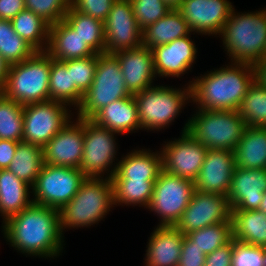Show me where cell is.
Instances as JSON below:
<instances>
[{
	"instance_id": "14",
	"label": "cell",
	"mask_w": 266,
	"mask_h": 266,
	"mask_svg": "<svg viewBox=\"0 0 266 266\" xmlns=\"http://www.w3.org/2000/svg\"><path fill=\"white\" fill-rule=\"evenodd\" d=\"M105 53L142 46V30L137 25L130 0H115L104 21Z\"/></svg>"
},
{
	"instance_id": "4",
	"label": "cell",
	"mask_w": 266,
	"mask_h": 266,
	"mask_svg": "<svg viewBox=\"0 0 266 266\" xmlns=\"http://www.w3.org/2000/svg\"><path fill=\"white\" fill-rule=\"evenodd\" d=\"M113 205L111 178H86L75 196L59 210L61 232L100 222Z\"/></svg>"
},
{
	"instance_id": "26",
	"label": "cell",
	"mask_w": 266,
	"mask_h": 266,
	"mask_svg": "<svg viewBox=\"0 0 266 266\" xmlns=\"http://www.w3.org/2000/svg\"><path fill=\"white\" fill-rule=\"evenodd\" d=\"M233 152L236 167L266 169V127L247 126Z\"/></svg>"
},
{
	"instance_id": "43",
	"label": "cell",
	"mask_w": 266,
	"mask_h": 266,
	"mask_svg": "<svg viewBox=\"0 0 266 266\" xmlns=\"http://www.w3.org/2000/svg\"><path fill=\"white\" fill-rule=\"evenodd\" d=\"M115 0H70V6L80 13L105 21Z\"/></svg>"
},
{
	"instance_id": "45",
	"label": "cell",
	"mask_w": 266,
	"mask_h": 266,
	"mask_svg": "<svg viewBox=\"0 0 266 266\" xmlns=\"http://www.w3.org/2000/svg\"><path fill=\"white\" fill-rule=\"evenodd\" d=\"M233 252V239L212 253L206 255L204 266H231Z\"/></svg>"
},
{
	"instance_id": "46",
	"label": "cell",
	"mask_w": 266,
	"mask_h": 266,
	"mask_svg": "<svg viewBox=\"0 0 266 266\" xmlns=\"http://www.w3.org/2000/svg\"><path fill=\"white\" fill-rule=\"evenodd\" d=\"M25 10V0H0V19L12 20Z\"/></svg>"
},
{
	"instance_id": "48",
	"label": "cell",
	"mask_w": 266,
	"mask_h": 266,
	"mask_svg": "<svg viewBox=\"0 0 266 266\" xmlns=\"http://www.w3.org/2000/svg\"><path fill=\"white\" fill-rule=\"evenodd\" d=\"M255 79L266 87V57L255 65Z\"/></svg>"
},
{
	"instance_id": "41",
	"label": "cell",
	"mask_w": 266,
	"mask_h": 266,
	"mask_svg": "<svg viewBox=\"0 0 266 266\" xmlns=\"http://www.w3.org/2000/svg\"><path fill=\"white\" fill-rule=\"evenodd\" d=\"M70 0H25V9L40 16L49 25L64 19Z\"/></svg>"
},
{
	"instance_id": "42",
	"label": "cell",
	"mask_w": 266,
	"mask_h": 266,
	"mask_svg": "<svg viewBox=\"0 0 266 266\" xmlns=\"http://www.w3.org/2000/svg\"><path fill=\"white\" fill-rule=\"evenodd\" d=\"M231 266H264L263 247L233 238Z\"/></svg>"
},
{
	"instance_id": "16",
	"label": "cell",
	"mask_w": 266,
	"mask_h": 266,
	"mask_svg": "<svg viewBox=\"0 0 266 266\" xmlns=\"http://www.w3.org/2000/svg\"><path fill=\"white\" fill-rule=\"evenodd\" d=\"M233 8L228 0H183L177 10L194 34L220 36Z\"/></svg>"
},
{
	"instance_id": "2",
	"label": "cell",
	"mask_w": 266,
	"mask_h": 266,
	"mask_svg": "<svg viewBox=\"0 0 266 266\" xmlns=\"http://www.w3.org/2000/svg\"><path fill=\"white\" fill-rule=\"evenodd\" d=\"M189 82L191 99L198 109L237 111L255 79V66L231 62ZM194 81V82H193Z\"/></svg>"
},
{
	"instance_id": "20",
	"label": "cell",
	"mask_w": 266,
	"mask_h": 266,
	"mask_svg": "<svg viewBox=\"0 0 266 266\" xmlns=\"http://www.w3.org/2000/svg\"><path fill=\"white\" fill-rule=\"evenodd\" d=\"M156 76L180 77L195 62L197 48L190 35L151 48Z\"/></svg>"
},
{
	"instance_id": "27",
	"label": "cell",
	"mask_w": 266,
	"mask_h": 266,
	"mask_svg": "<svg viewBox=\"0 0 266 266\" xmlns=\"http://www.w3.org/2000/svg\"><path fill=\"white\" fill-rule=\"evenodd\" d=\"M32 188L8 169L0 170V214L3 223L15 214L26 209L31 203Z\"/></svg>"
},
{
	"instance_id": "25",
	"label": "cell",
	"mask_w": 266,
	"mask_h": 266,
	"mask_svg": "<svg viewBox=\"0 0 266 266\" xmlns=\"http://www.w3.org/2000/svg\"><path fill=\"white\" fill-rule=\"evenodd\" d=\"M121 159L111 179H157L162 171L161 152L137 149Z\"/></svg>"
},
{
	"instance_id": "35",
	"label": "cell",
	"mask_w": 266,
	"mask_h": 266,
	"mask_svg": "<svg viewBox=\"0 0 266 266\" xmlns=\"http://www.w3.org/2000/svg\"><path fill=\"white\" fill-rule=\"evenodd\" d=\"M237 112L244 119L246 126L266 127V87L254 79Z\"/></svg>"
},
{
	"instance_id": "29",
	"label": "cell",
	"mask_w": 266,
	"mask_h": 266,
	"mask_svg": "<svg viewBox=\"0 0 266 266\" xmlns=\"http://www.w3.org/2000/svg\"><path fill=\"white\" fill-rule=\"evenodd\" d=\"M233 238L266 247V214L259 210H231Z\"/></svg>"
},
{
	"instance_id": "7",
	"label": "cell",
	"mask_w": 266,
	"mask_h": 266,
	"mask_svg": "<svg viewBox=\"0 0 266 266\" xmlns=\"http://www.w3.org/2000/svg\"><path fill=\"white\" fill-rule=\"evenodd\" d=\"M137 104L141 129L160 131L169 127L181 112L186 101L191 100V86L182 89L151 86L133 95ZM158 129V130H157Z\"/></svg>"
},
{
	"instance_id": "31",
	"label": "cell",
	"mask_w": 266,
	"mask_h": 266,
	"mask_svg": "<svg viewBox=\"0 0 266 266\" xmlns=\"http://www.w3.org/2000/svg\"><path fill=\"white\" fill-rule=\"evenodd\" d=\"M43 165L42 147L31 143L19 142L8 170L33 187Z\"/></svg>"
},
{
	"instance_id": "24",
	"label": "cell",
	"mask_w": 266,
	"mask_h": 266,
	"mask_svg": "<svg viewBox=\"0 0 266 266\" xmlns=\"http://www.w3.org/2000/svg\"><path fill=\"white\" fill-rule=\"evenodd\" d=\"M97 125L120 134L141 130L138 109L133 95L104 106L92 118Z\"/></svg>"
},
{
	"instance_id": "6",
	"label": "cell",
	"mask_w": 266,
	"mask_h": 266,
	"mask_svg": "<svg viewBox=\"0 0 266 266\" xmlns=\"http://www.w3.org/2000/svg\"><path fill=\"white\" fill-rule=\"evenodd\" d=\"M51 56L36 51L30 58L10 65L2 93L21 105L49 100Z\"/></svg>"
},
{
	"instance_id": "36",
	"label": "cell",
	"mask_w": 266,
	"mask_h": 266,
	"mask_svg": "<svg viewBox=\"0 0 266 266\" xmlns=\"http://www.w3.org/2000/svg\"><path fill=\"white\" fill-rule=\"evenodd\" d=\"M36 50L15 31L11 20L0 19V55L10 66L30 58Z\"/></svg>"
},
{
	"instance_id": "50",
	"label": "cell",
	"mask_w": 266,
	"mask_h": 266,
	"mask_svg": "<svg viewBox=\"0 0 266 266\" xmlns=\"http://www.w3.org/2000/svg\"><path fill=\"white\" fill-rule=\"evenodd\" d=\"M183 0H164V2L172 9H178Z\"/></svg>"
},
{
	"instance_id": "13",
	"label": "cell",
	"mask_w": 266,
	"mask_h": 266,
	"mask_svg": "<svg viewBox=\"0 0 266 266\" xmlns=\"http://www.w3.org/2000/svg\"><path fill=\"white\" fill-rule=\"evenodd\" d=\"M220 222H232L227 196L195 190L183 215L174 227L186 235Z\"/></svg>"
},
{
	"instance_id": "18",
	"label": "cell",
	"mask_w": 266,
	"mask_h": 266,
	"mask_svg": "<svg viewBox=\"0 0 266 266\" xmlns=\"http://www.w3.org/2000/svg\"><path fill=\"white\" fill-rule=\"evenodd\" d=\"M235 167L233 151L208 149L194 181L195 190L227 196Z\"/></svg>"
},
{
	"instance_id": "19",
	"label": "cell",
	"mask_w": 266,
	"mask_h": 266,
	"mask_svg": "<svg viewBox=\"0 0 266 266\" xmlns=\"http://www.w3.org/2000/svg\"><path fill=\"white\" fill-rule=\"evenodd\" d=\"M266 191V169L235 167L227 198L231 210H259Z\"/></svg>"
},
{
	"instance_id": "47",
	"label": "cell",
	"mask_w": 266,
	"mask_h": 266,
	"mask_svg": "<svg viewBox=\"0 0 266 266\" xmlns=\"http://www.w3.org/2000/svg\"><path fill=\"white\" fill-rule=\"evenodd\" d=\"M19 142L0 139V170L8 169Z\"/></svg>"
},
{
	"instance_id": "15",
	"label": "cell",
	"mask_w": 266,
	"mask_h": 266,
	"mask_svg": "<svg viewBox=\"0 0 266 266\" xmlns=\"http://www.w3.org/2000/svg\"><path fill=\"white\" fill-rule=\"evenodd\" d=\"M180 137L161 148L162 170L194 182L208 149L187 131L182 132Z\"/></svg>"
},
{
	"instance_id": "8",
	"label": "cell",
	"mask_w": 266,
	"mask_h": 266,
	"mask_svg": "<svg viewBox=\"0 0 266 266\" xmlns=\"http://www.w3.org/2000/svg\"><path fill=\"white\" fill-rule=\"evenodd\" d=\"M130 96L132 94L127 90L117 57L100 53L94 80L77 108V117L91 119L104 106Z\"/></svg>"
},
{
	"instance_id": "39",
	"label": "cell",
	"mask_w": 266,
	"mask_h": 266,
	"mask_svg": "<svg viewBox=\"0 0 266 266\" xmlns=\"http://www.w3.org/2000/svg\"><path fill=\"white\" fill-rule=\"evenodd\" d=\"M137 25L141 30L164 17L171 8L164 0H130Z\"/></svg>"
},
{
	"instance_id": "28",
	"label": "cell",
	"mask_w": 266,
	"mask_h": 266,
	"mask_svg": "<svg viewBox=\"0 0 266 266\" xmlns=\"http://www.w3.org/2000/svg\"><path fill=\"white\" fill-rule=\"evenodd\" d=\"M191 33L181 13L177 9H172L157 22L142 30V46L151 49L191 35Z\"/></svg>"
},
{
	"instance_id": "22",
	"label": "cell",
	"mask_w": 266,
	"mask_h": 266,
	"mask_svg": "<svg viewBox=\"0 0 266 266\" xmlns=\"http://www.w3.org/2000/svg\"><path fill=\"white\" fill-rule=\"evenodd\" d=\"M184 234L174 226H157L146 250V266H178Z\"/></svg>"
},
{
	"instance_id": "5",
	"label": "cell",
	"mask_w": 266,
	"mask_h": 266,
	"mask_svg": "<svg viewBox=\"0 0 266 266\" xmlns=\"http://www.w3.org/2000/svg\"><path fill=\"white\" fill-rule=\"evenodd\" d=\"M183 127L207 149L234 151L246 129L242 116L234 110H196Z\"/></svg>"
},
{
	"instance_id": "21",
	"label": "cell",
	"mask_w": 266,
	"mask_h": 266,
	"mask_svg": "<svg viewBox=\"0 0 266 266\" xmlns=\"http://www.w3.org/2000/svg\"><path fill=\"white\" fill-rule=\"evenodd\" d=\"M121 66L127 90L134 95L152 86L156 73L152 50L145 46L114 54Z\"/></svg>"
},
{
	"instance_id": "12",
	"label": "cell",
	"mask_w": 266,
	"mask_h": 266,
	"mask_svg": "<svg viewBox=\"0 0 266 266\" xmlns=\"http://www.w3.org/2000/svg\"><path fill=\"white\" fill-rule=\"evenodd\" d=\"M67 106L53 100L24 105L22 142L43 148L71 120Z\"/></svg>"
},
{
	"instance_id": "32",
	"label": "cell",
	"mask_w": 266,
	"mask_h": 266,
	"mask_svg": "<svg viewBox=\"0 0 266 266\" xmlns=\"http://www.w3.org/2000/svg\"><path fill=\"white\" fill-rule=\"evenodd\" d=\"M95 53H105L104 22L78 12L71 6L63 19Z\"/></svg>"
},
{
	"instance_id": "51",
	"label": "cell",
	"mask_w": 266,
	"mask_h": 266,
	"mask_svg": "<svg viewBox=\"0 0 266 266\" xmlns=\"http://www.w3.org/2000/svg\"><path fill=\"white\" fill-rule=\"evenodd\" d=\"M259 211H262L266 214V191L264 192L263 199L259 205Z\"/></svg>"
},
{
	"instance_id": "30",
	"label": "cell",
	"mask_w": 266,
	"mask_h": 266,
	"mask_svg": "<svg viewBox=\"0 0 266 266\" xmlns=\"http://www.w3.org/2000/svg\"><path fill=\"white\" fill-rule=\"evenodd\" d=\"M83 93L72 83L71 71L63 61L51 57L49 76V100L59 101L76 108L82 102Z\"/></svg>"
},
{
	"instance_id": "38",
	"label": "cell",
	"mask_w": 266,
	"mask_h": 266,
	"mask_svg": "<svg viewBox=\"0 0 266 266\" xmlns=\"http://www.w3.org/2000/svg\"><path fill=\"white\" fill-rule=\"evenodd\" d=\"M24 106L0 93V139L22 142Z\"/></svg>"
},
{
	"instance_id": "1",
	"label": "cell",
	"mask_w": 266,
	"mask_h": 266,
	"mask_svg": "<svg viewBox=\"0 0 266 266\" xmlns=\"http://www.w3.org/2000/svg\"><path fill=\"white\" fill-rule=\"evenodd\" d=\"M3 224L4 238L22 254L54 258L65 245L58 209L32 202Z\"/></svg>"
},
{
	"instance_id": "34",
	"label": "cell",
	"mask_w": 266,
	"mask_h": 266,
	"mask_svg": "<svg viewBox=\"0 0 266 266\" xmlns=\"http://www.w3.org/2000/svg\"><path fill=\"white\" fill-rule=\"evenodd\" d=\"M114 205L148 207L156 179H111Z\"/></svg>"
},
{
	"instance_id": "17",
	"label": "cell",
	"mask_w": 266,
	"mask_h": 266,
	"mask_svg": "<svg viewBox=\"0 0 266 266\" xmlns=\"http://www.w3.org/2000/svg\"><path fill=\"white\" fill-rule=\"evenodd\" d=\"M67 124L43 147V162L80 168L84 149V118Z\"/></svg>"
},
{
	"instance_id": "10",
	"label": "cell",
	"mask_w": 266,
	"mask_h": 266,
	"mask_svg": "<svg viewBox=\"0 0 266 266\" xmlns=\"http://www.w3.org/2000/svg\"><path fill=\"white\" fill-rule=\"evenodd\" d=\"M194 192L193 181L162 170L154 183L152 198L147 208L160 217L158 226H175Z\"/></svg>"
},
{
	"instance_id": "49",
	"label": "cell",
	"mask_w": 266,
	"mask_h": 266,
	"mask_svg": "<svg viewBox=\"0 0 266 266\" xmlns=\"http://www.w3.org/2000/svg\"><path fill=\"white\" fill-rule=\"evenodd\" d=\"M8 68L9 65L0 55V93L3 91L6 84Z\"/></svg>"
},
{
	"instance_id": "37",
	"label": "cell",
	"mask_w": 266,
	"mask_h": 266,
	"mask_svg": "<svg viewBox=\"0 0 266 266\" xmlns=\"http://www.w3.org/2000/svg\"><path fill=\"white\" fill-rule=\"evenodd\" d=\"M185 236L207 255L233 239L232 222H220L192 231Z\"/></svg>"
},
{
	"instance_id": "23",
	"label": "cell",
	"mask_w": 266,
	"mask_h": 266,
	"mask_svg": "<svg viewBox=\"0 0 266 266\" xmlns=\"http://www.w3.org/2000/svg\"><path fill=\"white\" fill-rule=\"evenodd\" d=\"M46 52L59 61L86 58L96 54L64 20L49 26Z\"/></svg>"
},
{
	"instance_id": "52",
	"label": "cell",
	"mask_w": 266,
	"mask_h": 266,
	"mask_svg": "<svg viewBox=\"0 0 266 266\" xmlns=\"http://www.w3.org/2000/svg\"><path fill=\"white\" fill-rule=\"evenodd\" d=\"M263 262L264 266H266V247H263Z\"/></svg>"
},
{
	"instance_id": "9",
	"label": "cell",
	"mask_w": 266,
	"mask_h": 266,
	"mask_svg": "<svg viewBox=\"0 0 266 266\" xmlns=\"http://www.w3.org/2000/svg\"><path fill=\"white\" fill-rule=\"evenodd\" d=\"M86 177L80 168L44 163L32 189V202L60 210L78 192Z\"/></svg>"
},
{
	"instance_id": "11",
	"label": "cell",
	"mask_w": 266,
	"mask_h": 266,
	"mask_svg": "<svg viewBox=\"0 0 266 266\" xmlns=\"http://www.w3.org/2000/svg\"><path fill=\"white\" fill-rule=\"evenodd\" d=\"M115 134L118 133L97 125L91 119H84V149L80 171L86 178H102L106 171L107 174L110 172L108 177L111 178L116 172L117 162L112 166L117 154Z\"/></svg>"
},
{
	"instance_id": "33",
	"label": "cell",
	"mask_w": 266,
	"mask_h": 266,
	"mask_svg": "<svg viewBox=\"0 0 266 266\" xmlns=\"http://www.w3.org/2000/svg\"><path fill=\"white\" fill-rule=\"evenodd\" d=\"M14 31L36 51H46L49 43V24L32 11L23 10L12 20Z\"/></svg>"
},
{
	"instance_id": "44",
	"label": "cell",
	"mask_w": 266,
	"mask_h": 266,
	"mask_svg": "<svg viewBox=\"0 0 266 266\" xmlns=\"http://www.w3.org/2000/svg\"><path fill=\"white\" fill-rule=\"evenodd\" d=\"M205 261L206 255L184 236L178 266H204Z\"/></svg>"
},
{
	"instance_id": "40",
	"label": "cell",
	"mask_w": 266,
	"mask_h": 266,
	"mask_svg": "<svg viewBox=\"0 0 266 266\" xmlns=\"http://www.w3.org/2000/svg\"><path fill=\"white\" fill-rule=\"evenodd\" d=\"M99 54L63 61L71 71L72 83L84 94L94 80Z\"/></svg>"
},
{
	"instance_id": "3",
	"label": "cell",
	"mask_w": 266,
	"mask_h": 266,
	"mask_svg": "<svg viewBox=\"0 0 266 266\" xmlns=\"http://www.w3.org/2000/svg\"><path fill=\"white\" fill-rule=\"evenodd\" d=\"M220 35L232 62L257 65L265 57L266 9L240 14L233 8Z\"/></svg>"
}]
</instances>
